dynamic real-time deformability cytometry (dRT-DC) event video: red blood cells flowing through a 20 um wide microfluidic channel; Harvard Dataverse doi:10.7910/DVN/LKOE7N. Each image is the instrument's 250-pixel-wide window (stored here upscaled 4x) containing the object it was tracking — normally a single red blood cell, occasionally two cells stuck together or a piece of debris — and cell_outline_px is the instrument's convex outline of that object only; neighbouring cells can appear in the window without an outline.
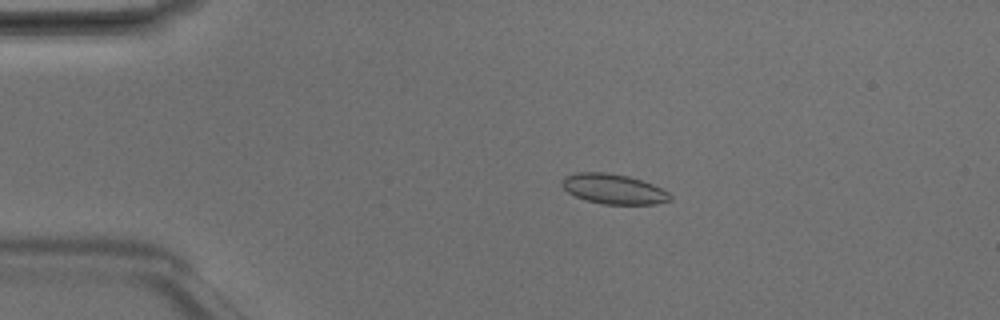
{"species": "Egyptian fruit bat (a non-hibernating species)", "species_latin": "Rousettus aegyptiacus", "temperature_condition": "room temperature", "stored_images_in_passage": 3, "camera_frame_rate_fps": 3000, "um_per_image_px": 0.085, "animal": {"sex": "male"}, "frame": {"image": 1, "passage_image": 2, "time_ms": 0.333, "image_size_px": [1000, 320], "cell_outline_px": [[672, 200], [656, 204], [604, 204], [584, 200], [568, 192], [560, 184], [564, 176], [576, 172], [604, 172], [628, 176], [652, 184], [668, 192], [672, 196]], "centroid_in_image_um": [52.13, 16.06], "position_along_channel_um": 32.9, "area_um2": 18.9}}